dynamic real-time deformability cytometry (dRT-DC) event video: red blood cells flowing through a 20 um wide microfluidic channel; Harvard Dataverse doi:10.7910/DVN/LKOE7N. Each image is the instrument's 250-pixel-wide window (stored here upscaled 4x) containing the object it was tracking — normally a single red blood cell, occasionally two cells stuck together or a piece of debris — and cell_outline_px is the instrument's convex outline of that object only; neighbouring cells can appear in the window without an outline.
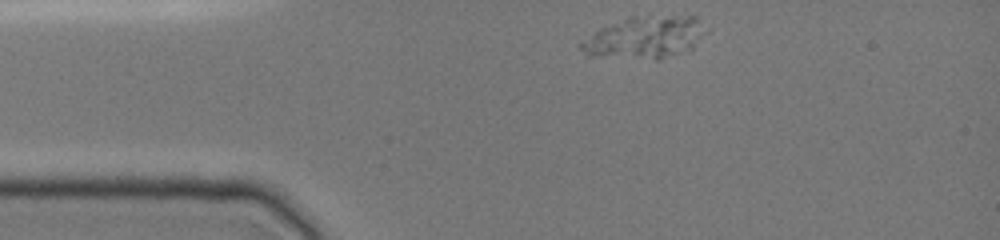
{"species": "common noctule bat (a hibernating species)", "species_latin": "Nyctalus noctula", "temperature_condition": "cold", "stored_images_in_passage": 22, "camera_frame_rate_fps": 3000, "um_per_image_px": 0.085, "animal": {"sex": "female", "body_mass_g": 19.0, "forearm_length_mm": 51.5}, "frame": {"image": 1, "passage_image": 1, "time_ms": 0.0, "image_size_px": [1000, 240], "cell_outline_px": [[712, 28], [692, 48], [660, 60], [656, 60], [588, 56], [580, 48], [580, 40], [600, 28], [628, 16], [648, 12], [696, 16]], "centroid_in_image_um": [54.89, 3.12], "position_along_channel_um": 30.1, "area_um2": 32.43}}
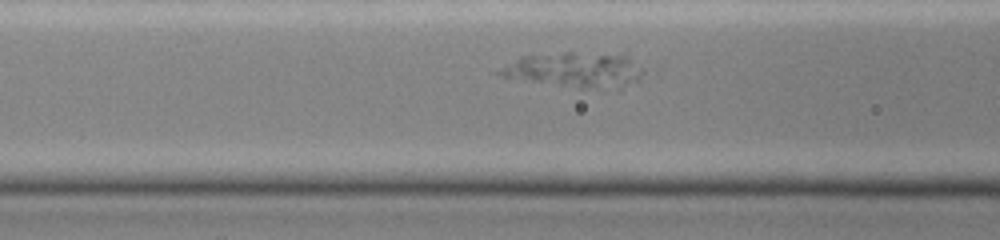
{"frame": {"image": 2, "passage_image": 13, "time_ms": 3.333, "image_size_px": [1000, 240], "cell_outline_px": [[644, 72], [640, 80], [620, 92], [580, 88], [500, 76], [496, 72], [520, 56], [568, 52], [572, 52], [624, 56], [644, 68]], "centroid_in_image_um": [49.0, 5.99], "position_along_channel_um": 117.6, "area_um2": 29.59}}
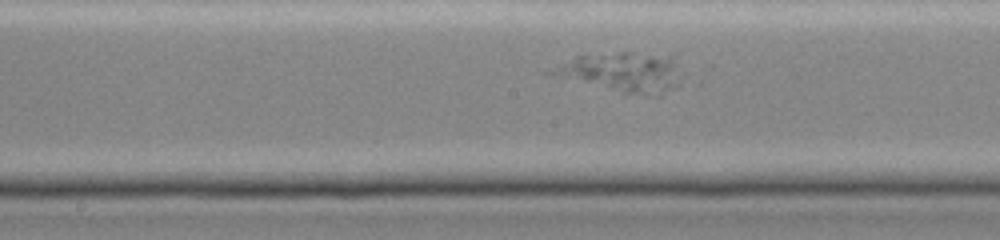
{"frame": {"image": 3, "passage_image": 20, "time_ms": 5.333, "image_size_px": [1000, 240], "cell_outline_px": [[684, 84], [660, 96], [656, 96], [624, 92], [544, 72], [576, 56], [620, 52], [632, 52], [672, 56], [684, 72]], "centroid_in_image_um": [53.12, 6.13], "position_along_channel_um": 195.1, "area_um2": 29.88}}